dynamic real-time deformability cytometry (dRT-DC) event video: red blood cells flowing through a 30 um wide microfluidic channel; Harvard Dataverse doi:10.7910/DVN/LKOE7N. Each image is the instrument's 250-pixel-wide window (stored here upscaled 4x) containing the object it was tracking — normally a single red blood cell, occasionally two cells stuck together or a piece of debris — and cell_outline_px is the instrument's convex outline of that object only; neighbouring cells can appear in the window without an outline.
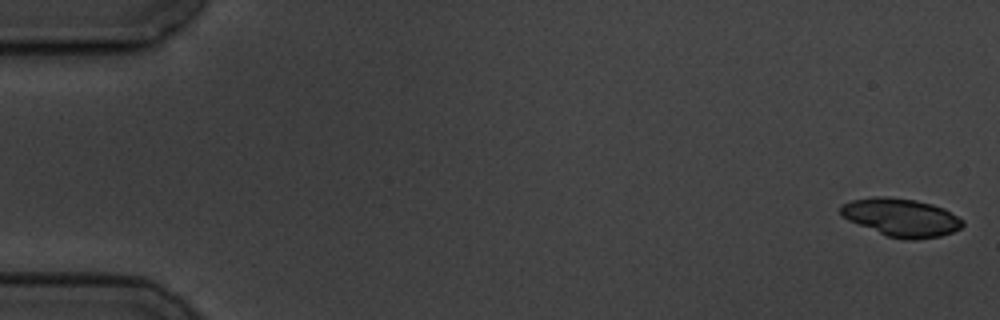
{"species": "common noctule bat (a hibernating species)", "species_latin": "Nyctalus noctula", "temperature_condition": "cold", "stored_images_in_passage": 4, "camera_frame_rate_fps": 3000, "um_per_image_px": 0.085, "animal": {"sex": "male", "body_mass_g": 19.5, "forearm_length_mm": 54.6}, "frame": {"image": 1, "passage_image": 1, "time_ms": 0.0, "image_size_px": [1000, 320], "cell_outline_px": [[964, 224], [960, 228], [952, 232], [940, 236], [916, 240], [908, 240], [888, 236], [848, 220], [840, 216], [840, 204], [852, 200], [872, 196], [888, 196], [916, 200], [932, 204], [944, 208], [964, 220]], "centroid_in_image_um": [76.59, 18.47], "position_along_channel_um": 8.4, "area_um2": 27.17}}